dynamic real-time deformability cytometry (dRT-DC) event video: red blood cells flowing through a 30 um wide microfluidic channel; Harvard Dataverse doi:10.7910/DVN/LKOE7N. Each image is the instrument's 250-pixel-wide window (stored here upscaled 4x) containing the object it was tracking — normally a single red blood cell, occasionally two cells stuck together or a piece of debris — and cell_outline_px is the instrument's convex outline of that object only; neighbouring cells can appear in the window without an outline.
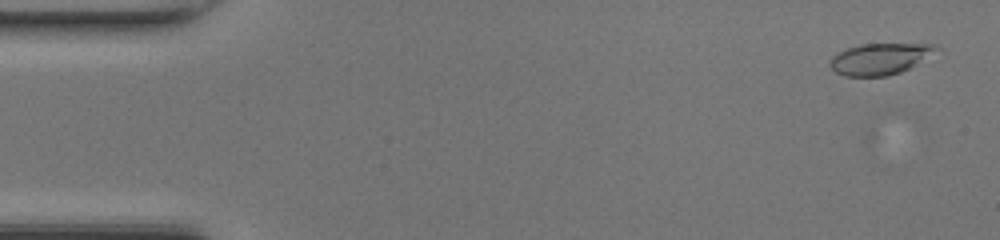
{"species": "common noctule bat (a hibernating species)", "species_latin": "Nyctalus noctula", "temperature_condition": "room temperature", "stored_images_in_passage": 2, "camera_frame_rate_fps": 3000, "um_per_image_px": 0.085, "animal": {"sex": "female", "body_mass_g": 17.0, "forearm_length_mm": 48.0}, "frame": {"image": 1, "passage_image": 2, "time_ms": 0.333, "image_size_px": [1000, 240], "cell_outline_px": [[940, 48], [908, 68], [900, 72], [888, 76], [844, 76], [836, 72], [832, 68], [832, 56], [848, 48], [860, 44], [932, 44]], "centroid_in_image_um": [74.77, 5.0], "position_along_channel_um": 10.2, "area_um2": 18.79}}